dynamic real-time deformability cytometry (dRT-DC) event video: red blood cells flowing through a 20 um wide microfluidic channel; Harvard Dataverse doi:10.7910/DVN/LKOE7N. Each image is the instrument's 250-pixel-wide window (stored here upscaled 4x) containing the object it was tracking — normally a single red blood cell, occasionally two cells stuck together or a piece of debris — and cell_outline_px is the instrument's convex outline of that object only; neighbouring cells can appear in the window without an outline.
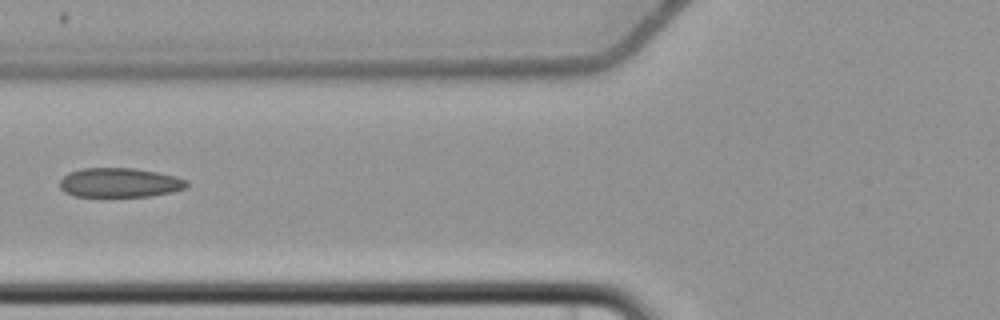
{"species": "common noctule bat (a hibernating species)", "species_latin": "Nyctalus noctula", "temperature_condition": "cold", "stored_images_in_passage": 7, "camera_frame_rate_fps": 3000, "um_per_image_px": 0.085, "animal": {"sex": "female", "body_mass_g": 22.7, "forearm_length_mm": 54.2}, "frame": {"image": 1, "passage_image": 5, "time_ms": 5.0, "image_size_px": [1000, 320], "cell_outline_px": [[188, 188], [172, 192], [152, 196], [72, 196], [64, 192], [60, 188], [60, 180], [68, 172], [80, 168], [132, 168], [156, 172], [176, 176], [188, 180]], "centroid_in_image_um": [10.18, 15.52], "position_along_channel_um": 115.6, "area_um2": 21.91}}
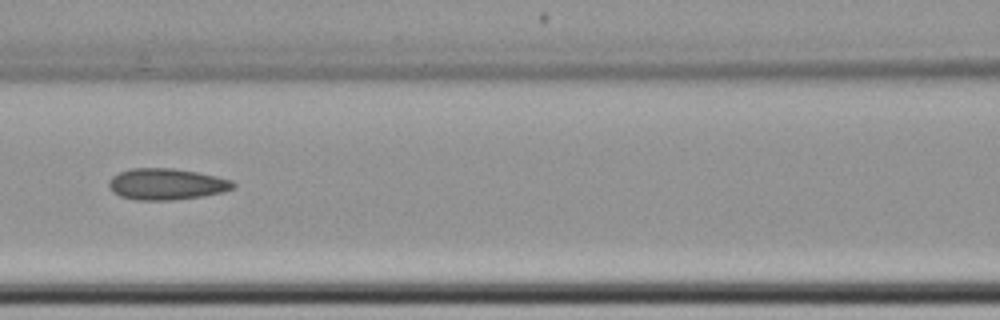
{"frame": {"image": 2, "passage_image": 6, "time_ms": 6.0, "image_size_px": [1000, 320], "cell_outline_px": [[236, 188], [224, 192], [204, 196], [172, 200], [136, 200], [120, 196], [112, 192], [108, 184], [108, 180], [112, 176], [120, 172], [132, 168], [172, 168], [196, 172], [216, 176], [232, 180], [236, 184]], "centroid_in_image_um": [14.17, 15.65], "position_along_channel_um": 152.4, "area_um2": 22.89}}
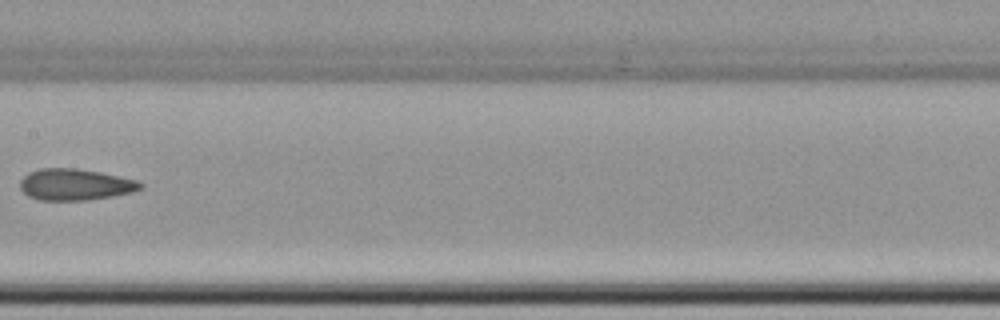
{"frame": {"image": 3, "passage_image": 7, "time_ms": 7.333, "image_size_px": [1000, 320], "cell_outline_px": [[144, 188], [132, 192], [112, 196], [88, 200], [40, 200], [28, 196], [20, 188], [20, 180], [28, 172], [40, 168], [76, 168], [100, 172], [136, 180], [144, 184]], "centroid_in_image_um": [6.38, 15.68], "position_along_channel_um": 201.0, "area_um2": 22.08}}